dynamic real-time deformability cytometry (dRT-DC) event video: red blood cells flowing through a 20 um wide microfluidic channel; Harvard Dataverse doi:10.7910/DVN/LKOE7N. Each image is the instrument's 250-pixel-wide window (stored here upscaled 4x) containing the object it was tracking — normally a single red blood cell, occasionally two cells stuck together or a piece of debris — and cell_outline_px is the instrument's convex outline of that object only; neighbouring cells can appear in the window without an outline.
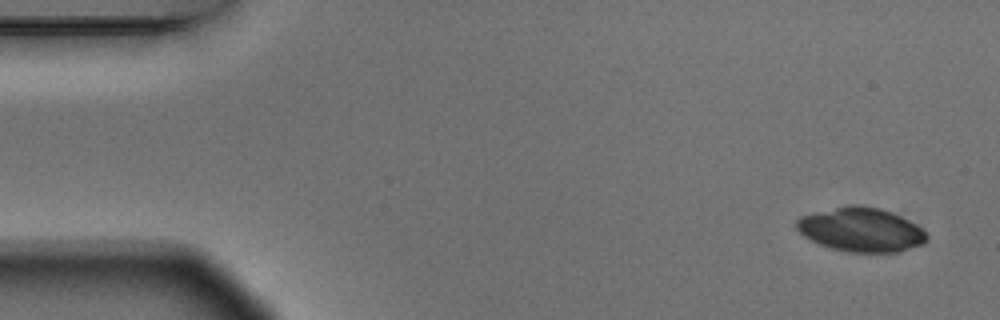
{"species": "Egyptian fruit bat (a non-hibernating species)", "species_latin": "Rousettus aegyptiacus", "temperature_condition": "warm", "stored_images_in_passage": 7, "camera_frame_rate_fps": 3000, "um_per_image_px": 0.085, "animal": {"sex": "male"}, "frame": {"image": 1, "passage_image": 1, "time_ms": 0.0, "image_size_px": [1000, 320], "cell_outline_px": [[928, 240], [924, 244], [900, 252], [848, 252], [832, 248], [820, 244], [804, 236], [796, 228], [796, 220], [800, 216], [848, 204], [860, 204], [880, 208], [892, 212], [916, 224], [928, 236]], "centroid_in_image_um": [73.21, 19.52], "position_along_channel_um": 11.8, "area_um2": 33.52}}